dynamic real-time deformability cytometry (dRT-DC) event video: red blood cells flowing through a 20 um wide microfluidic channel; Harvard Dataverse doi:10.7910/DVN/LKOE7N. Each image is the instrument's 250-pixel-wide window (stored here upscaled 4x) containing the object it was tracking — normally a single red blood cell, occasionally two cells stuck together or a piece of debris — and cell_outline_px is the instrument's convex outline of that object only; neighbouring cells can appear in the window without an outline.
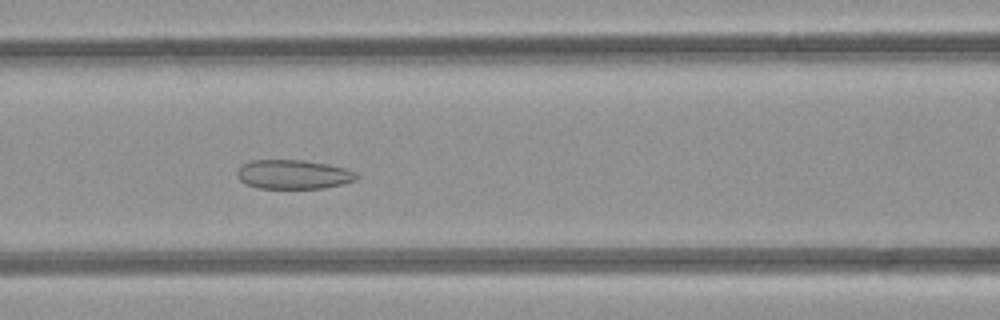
{"species": "common noctule bat (a hibernating species)", "species_latin": "Nyctalus noctula", "temperature_condition": "room temperature", "stored_images_in_passage": 48, "camera_frame_rate_fps": 3000, "um_per_image_px": 0.085, "animal": {"sex": "female", "body_mass_g": 21.9}, "frame": {"image": 1, "passage_image": 20, "time_ms": 6.333, "image_size_px": [1000, 320], "cell_outline_px": [[360, 176], [356, 180], [324, 188], [256, 188], [244, 184], [236, 176], [236, 172], [244, 164], [252, 160], [304, 160], [328, 164], [348, 168], [356, 172]], "centroid_in_image_um": [24.95, 14.82], "position_along_channel_um": 141.6, "area_um2": 20.46}}
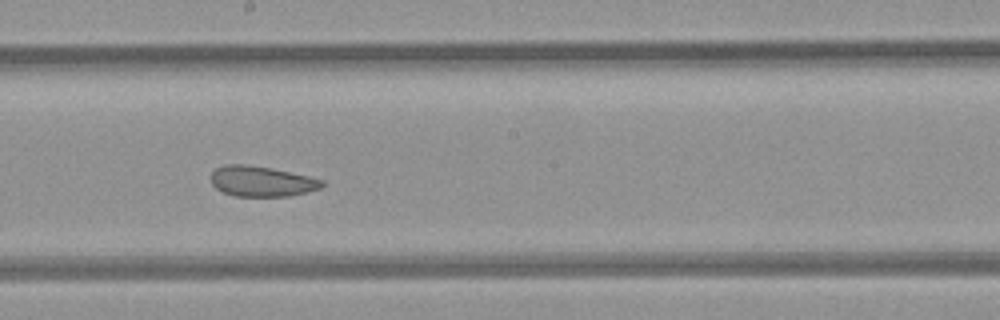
{"frame": {"image": 2, "passage_image": 26, "time_ms": 8.333, "image_size_px": [1000, 320], "cell_outline_px": [[324, 184], [320, 188], [308, 192], [288, 196], [236, 196], [224, 192], [216, 188], [212, 184], [212, 172], [216, 168], [224, 164], [244, 164], [272, 168], [308, 176], [324, 180]], "centroid_in_image_um": [22.25, 15.41], "position_along_channel_um": 226.0, "area_um2": 19.59}}
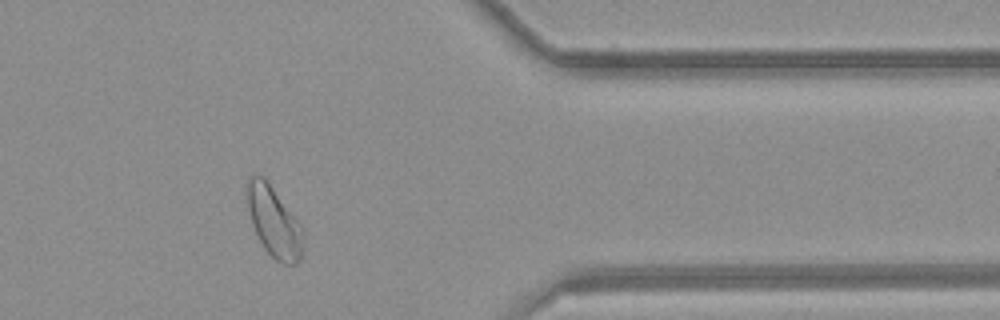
{"frame": {"image": 3, "passage_image": 39, "time_ms": 12.667, "image_size_px": [1000, 320], "cell_outline_px": [[304, 248], [300, 260], [296, 264], [284, 264], [276, 260], [264, 248], [252, 224], [244, 192], [244, 188], [248, 176], [256, 172], [272, 188], [304, 228]], "centroid_in_image_um": [23.28, 18.85], "position_along_channel_um": 388.1, "area_um2": 23.24}, "authors_computed_cell_mechanics": {"area_um2": 24.5072, "velocity_mm_per_s": 4.208, "shape_relaxation_time_tau1_ms": null, "shape_relaxation_time_tau2_ms": 1.7749, "deformation_change_tau1": null, "deformation_change_tau2": 0.0713}}